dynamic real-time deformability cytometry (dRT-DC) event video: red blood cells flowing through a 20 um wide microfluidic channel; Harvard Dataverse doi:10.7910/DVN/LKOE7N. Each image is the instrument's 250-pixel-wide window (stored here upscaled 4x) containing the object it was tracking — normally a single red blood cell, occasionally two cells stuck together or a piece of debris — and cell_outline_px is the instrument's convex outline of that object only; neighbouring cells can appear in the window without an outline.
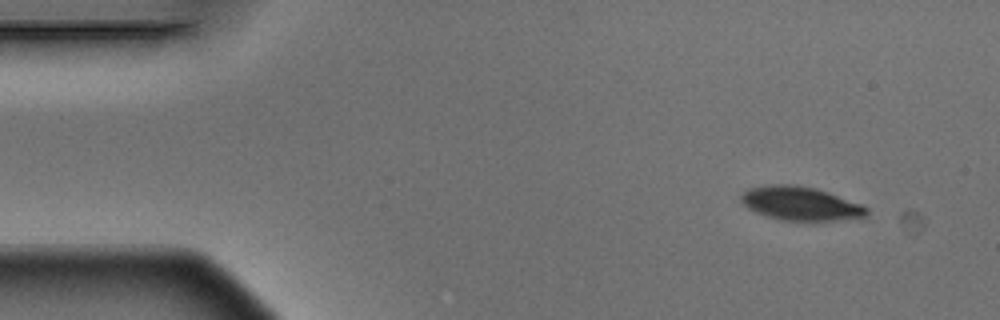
{"species": "Egyptian fruit bat (a non-hibernating species)", "species_latin": "Rousettus aegyptiacus", "temperature_condition": "warm", "stored_images_in_passage": 5, "camera_frame_rate_fps": 3000, "um_per_image_px": 0.085, "animal": {"sex": "male"}, "frame": {"image": 1, "passage_image": 1, "time_ms": 0.0, "image_size_px": [1000, 320], "cell_outline_px": [[868, 212], [860, 220], [780, 220], [756, 212], [748, 208], [740, 200], [740, 196], [748, 188], [772, 184], [788, 184], [812, 188], [828, 192], [860, 204], [868, 208]], "centroid_in_image_um": [68.06, 17.31], "position_along_channel_um": 16.9, "area_um2": 24.51}}